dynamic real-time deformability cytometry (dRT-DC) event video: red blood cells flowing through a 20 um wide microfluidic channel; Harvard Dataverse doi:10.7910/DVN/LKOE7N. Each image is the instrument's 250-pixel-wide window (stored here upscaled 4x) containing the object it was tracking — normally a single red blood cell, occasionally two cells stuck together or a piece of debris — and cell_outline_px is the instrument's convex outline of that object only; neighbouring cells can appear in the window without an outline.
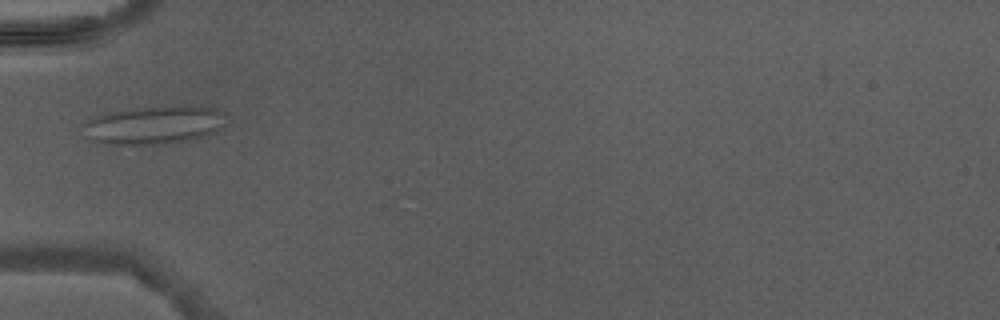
{"species": "Egyptian fruit bat (a non-hibernating species)", "species_latin": "Rousettus aegyptiacus", "temperature_condition": "warm", "stored_images_in_passage": 3, "camera_frame_rate_fps": 3000, "um_per_image_px": 0.085, "animal": {"sex": "male"}, "frame": {"image": 1, "passage_image": 3, "time_ms": 3.0, "image_size_px": [1000, 320], "cell_outline_px": [[228, 112], [224, 124], [216, 132], [188, 140], [152, 144], [116, 144], [96, 140], [84, 124], [92, 116], [112, 112], [136, 108], [176, 104], [216, 108]], "centroid_in_image_um": [13.27, 10.57], "position_along_channel_um": 71.7, "area_um2": 31.39}}